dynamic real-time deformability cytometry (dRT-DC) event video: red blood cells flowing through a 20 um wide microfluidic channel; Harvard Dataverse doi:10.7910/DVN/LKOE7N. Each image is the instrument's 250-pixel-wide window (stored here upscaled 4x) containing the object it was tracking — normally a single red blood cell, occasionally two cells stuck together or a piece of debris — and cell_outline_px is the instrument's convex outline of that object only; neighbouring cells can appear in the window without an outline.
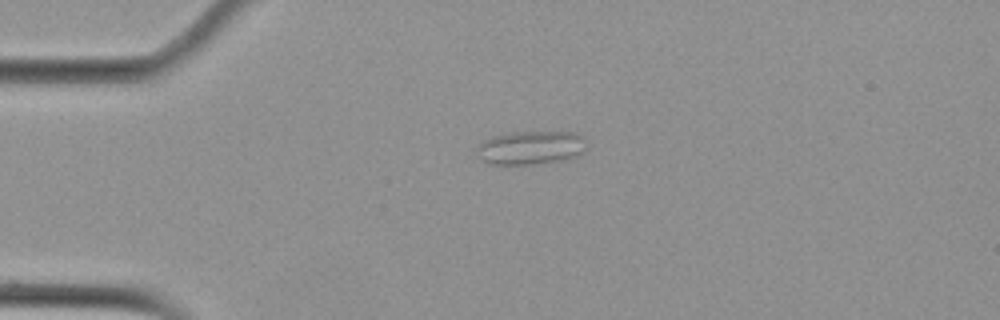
{"species": "Egyptian fruit bat (a non-hibernating species)", "species_latin": "Rousettus aegyptiacus", "temperature_condition": "cold", "stored_images_in_passage": 21, "camera_frame_rate_fps": 3000, "um_per_image_px": 0.085, "animal": {"sex": "female"}, "frame": {"image": 1, "passage_image": 2, "time_ms": 0.333, "image_size_px": [1000, 320], "cell_outline_px": [[584, 148], [576, 156], [564, 160], [532, 164], [488, 164], [480, 160], [476, 148], [476, 144], [492, 136], [508, 132], [576, 132], [584, 140]], "centroid_in_image_um": [45.02, 12.55], "position_along_channel_um": 40.0, "area_um2": 21.5}}
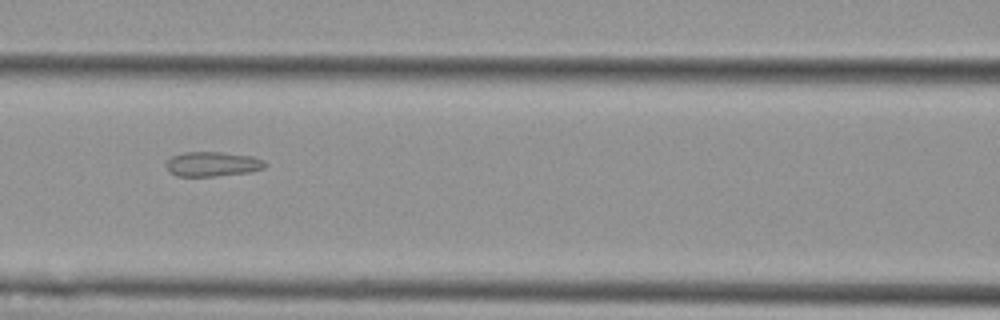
{"frame": {"image": 2, "passage_image": 13, "time_ms": 4.0, "image_size_px": [1000, 320], "cell_outline_px": [[268, 164], [264, 168], [248, 172], [216, 176], [176, 176], [168, 172], [164, 164], [172, 156], [184, 152], [220, 152], [252, 156], [264, 160]], "centroid_in_image_um": [18.04, 13.95], "position_along_channel_um": 148.6, "area_um2": 14.33}}
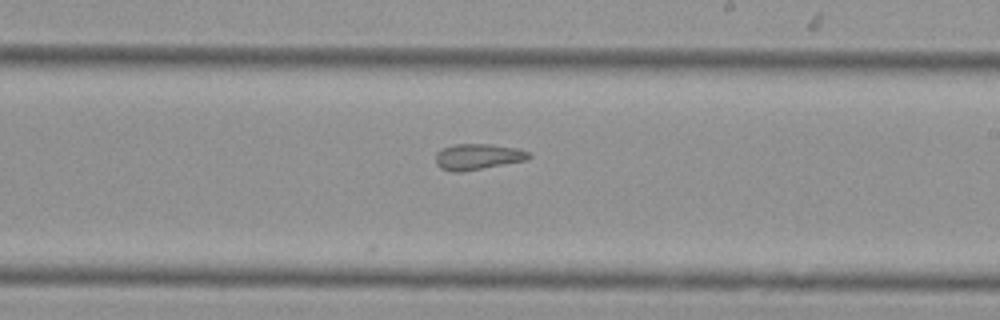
{"frame": {"image": 3, "passage_image": 21, "time_ms": 6.667, "image_size_px": [1000, 320], "cell_outline_px": [[532, 156], [528, 160], [464, 172], [452, 172], [440, 168], [436, 164], [436, 152], [444, 148], [456, 144], [492, 144], [520, 148], [532, 152]], "centroid_in_image_um": [40.68, 13.32], "position_along_channel_um": 248.3, "area_um2": 14.45}}